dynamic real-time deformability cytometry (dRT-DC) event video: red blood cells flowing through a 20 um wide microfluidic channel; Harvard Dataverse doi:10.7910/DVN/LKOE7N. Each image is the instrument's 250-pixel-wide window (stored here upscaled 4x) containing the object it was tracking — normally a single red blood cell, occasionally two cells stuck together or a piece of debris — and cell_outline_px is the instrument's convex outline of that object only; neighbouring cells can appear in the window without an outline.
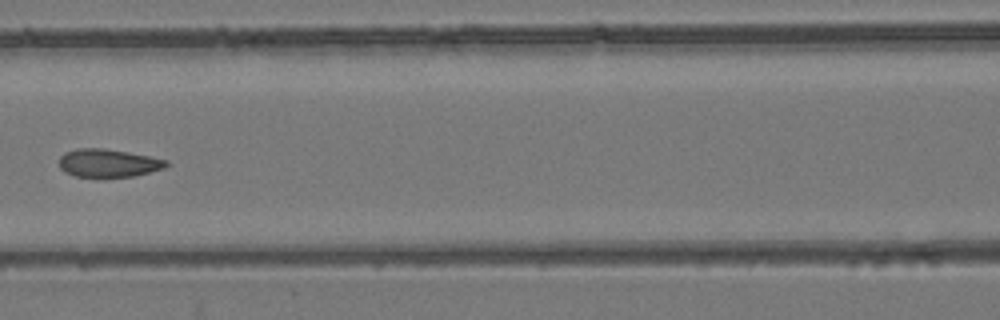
{"species": "common noctule bat (a hibernating species)", "species_latin": "Nyctalus noctula", "temperature_condition": "room temperature", "stored_images_in_passage": 6, "camera_frame_rate_fps": 3000, "um_per_image_px": 0.085, "animal": {"sex": "female", "body_mass_g": 24.6, "forearm_length_mm": 56.2}, "frame": {"image": 1, "passage_image": 6, "time_ms": 5.667, "image_size_px": [1000, 320], "cell_outline_px": [[168, 164], [164, 168], [132, 176], [104, 180], [100, 180], [76, 176], [64, 172], [60, 168], [60, 156], [64, 152], [76, 148], [104, 148], [128, 152], [168, 160]], "centroid_in_image_um": [9.15, 13.9], "position_along_channel_um": 157.4, "area_um2": 18.15}}